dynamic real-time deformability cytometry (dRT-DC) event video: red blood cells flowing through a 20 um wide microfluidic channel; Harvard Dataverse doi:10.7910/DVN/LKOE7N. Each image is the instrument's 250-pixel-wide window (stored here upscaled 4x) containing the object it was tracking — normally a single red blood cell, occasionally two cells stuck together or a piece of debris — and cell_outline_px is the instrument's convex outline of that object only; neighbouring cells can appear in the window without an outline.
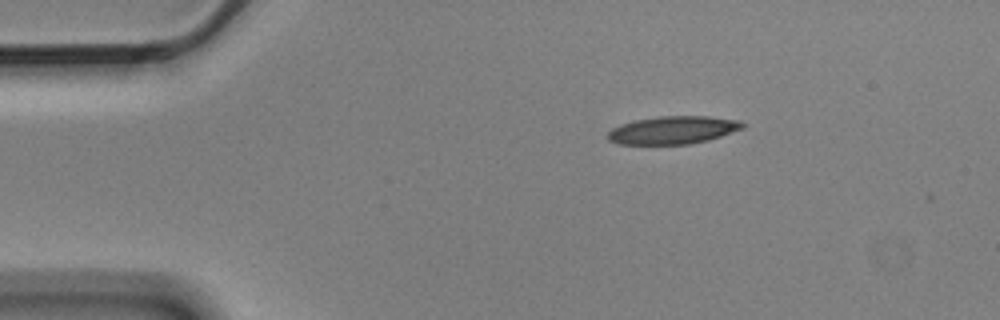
{"species": "Egyptian fruit bat (a non-hibernating species)", "species_latin": "Rousettus aegyptiacus", "temperature_condition": "cold", "stored_images_in_passage": 3, "camera_frame_rate_fps": 3000, "um_per_image_px": 0.085, "animal": {"sex": "male"}, "frame": {"image": 1, "passage_image": 1, "time_ms": 0.0, "image_size_px": [1000, 320], "cell_outline_px": [[748, 124], [744, 128], [708, 140], [688, 144], [616, 144], [608, 140], [608, 132], [612, 128], [620, 124], [636, 120], [660, 116], [708, 116], [740, 120]], "centroid_in_image_um": [57.22, 11.05], "position_along_channel_um": 27.8, "area_um2": 21.96}}
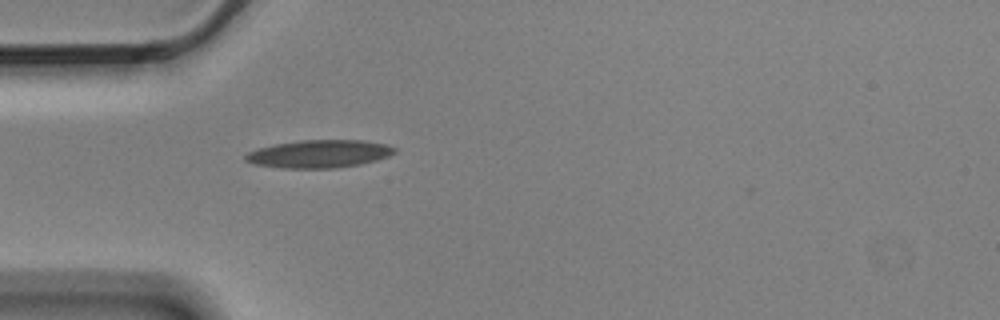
{"frame": {"image": 2, "passage_image": 3, "time_ms": 0.667, "image_size_px": [1000, 320], "cell_outline_px": [[396, 152], [388, 156], [376, 160], [360, 164], [336, 168], [280, 168], [252, 164], [244, 160], [244, 156], [248, 152], [260, 148], [276, 144], [300, 140], [364, 140], [388, 144], [396, 148]], "centroid_in_image_um": [27.14, 13.08], "position_along_channel_um": 57.9, "area_um2": 24.28}}